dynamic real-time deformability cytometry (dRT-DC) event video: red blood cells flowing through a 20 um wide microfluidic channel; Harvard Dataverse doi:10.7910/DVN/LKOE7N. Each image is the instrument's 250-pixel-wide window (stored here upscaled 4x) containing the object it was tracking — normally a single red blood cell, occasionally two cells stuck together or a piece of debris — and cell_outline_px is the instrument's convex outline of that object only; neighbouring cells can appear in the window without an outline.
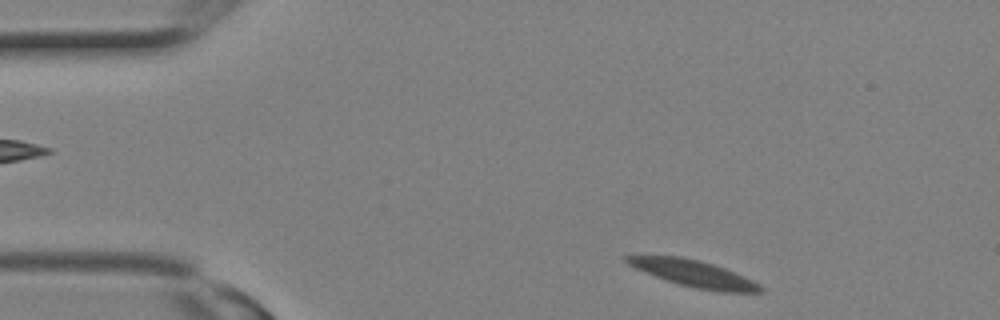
{"species": "Egyptian fruit bat (a non-hibernating species)", "species_latin": "Rousettus aegyptiacus", "temperature_condition": "room temperature", "stored_images_in_passage": 2, "camera_frame_rate_fps": 3000, "um_per_image_px": 0.085, "animal": {"sex": "female"}, "frame": {"image": 1, "passage_image": 2, "time_ms": 0.333, "image_size_px": [1000, 320], "cell_outline_px": [[764, 292], [720, 292], [696, 288], [680, 284], [656, 276], [636, 268], [628, 264], [624, 260], [624, 256], [680, 256], [700, 260], [724, 268], [744, 276], [760, 284], [764, 288]], "centroid_in_image_um": [59.02, 23.26], "position_along_channel_um": 26.0, "area_um2": 20.4}}